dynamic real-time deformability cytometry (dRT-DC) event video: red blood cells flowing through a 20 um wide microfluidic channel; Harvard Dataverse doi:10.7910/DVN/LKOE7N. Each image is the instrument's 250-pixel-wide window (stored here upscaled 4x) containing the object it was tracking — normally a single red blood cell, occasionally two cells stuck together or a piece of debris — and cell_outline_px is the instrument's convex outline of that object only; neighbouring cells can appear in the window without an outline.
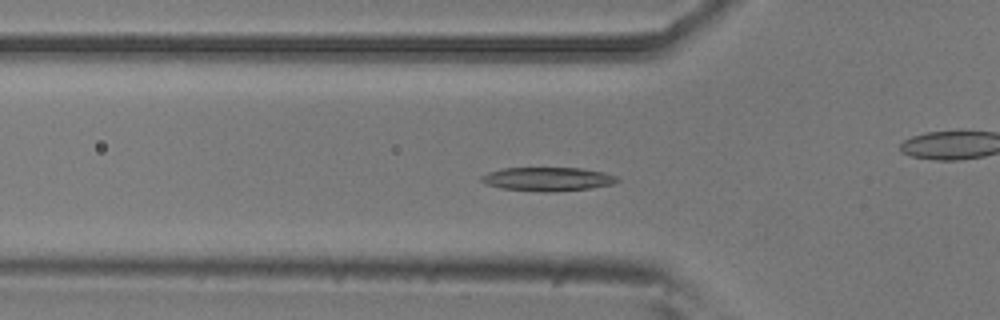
{"species": "common noctule bat (a hibernating species)", "species_latin": "Nyctalus noctula", "temperature_condition": "room temperature", "stored_images_in_passage": 50, "camera_frame_rate_fps": 3000, "um_per_image_px": 0.085, "animal": {"sex": "male", "body_mass_g": 20.5, "forearm_length_mm": 52.5}, "frame": {"image": 1, "passage_image": 17, "time_ms": 5.333, "image_size_px": [1000, 320], "cell_outline_px": [[620, 180], [612, 184], [588, 188], [552, 192], [500, 188], [484, 184], [480, 180], [480, 176], [488, 172], [504, 168], [580, 168], [604, 172], [616, 176]], "centroid_in_image_um": [46.52, 15.21], "position_along_channel_um": 79.3, "area_um2": 18.67}}
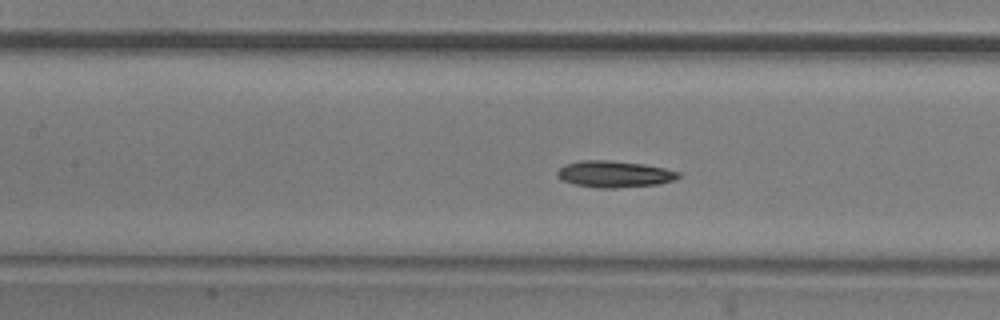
{"frame": {"image": 2, "passage_image": 23, "time_ms": 7.333, "image_size_px": [1000, 320], "cell_outline_px": [[680, 176], [676, 180], [660, 184], [616, 188], [596, 188], [576, 184], [560, 180], [556, 176], [556, 172], [564, 164], [580, 160], [608, 160], [644, 164], [664, 168], [680, 172]], "centroid_in_image_um": [52.21, 14.8], "position_along_channel_um": 155.2, "area_um2": 18.96}}
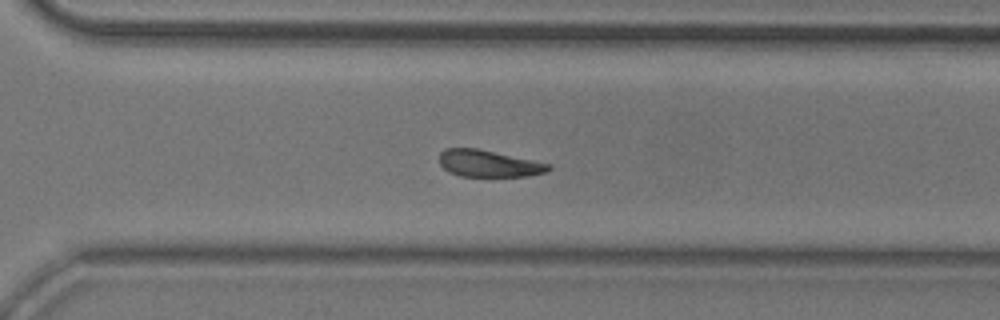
{"frame": {"image": 3, "passage_image": 37, "time_ms": 12.0, "image_size_px": [1000, 320], "cell_outline_px": [[552, 168], [548, 172], [528, 176], [460, 176], [448, 172], [440, 164], [440, 152], [444, 148], [476, 148], [552, 164]], "centroid_in_image_um": [41.55, 13.9], "position_along_channel_um": 329.0, "area_um2": 17.11}}